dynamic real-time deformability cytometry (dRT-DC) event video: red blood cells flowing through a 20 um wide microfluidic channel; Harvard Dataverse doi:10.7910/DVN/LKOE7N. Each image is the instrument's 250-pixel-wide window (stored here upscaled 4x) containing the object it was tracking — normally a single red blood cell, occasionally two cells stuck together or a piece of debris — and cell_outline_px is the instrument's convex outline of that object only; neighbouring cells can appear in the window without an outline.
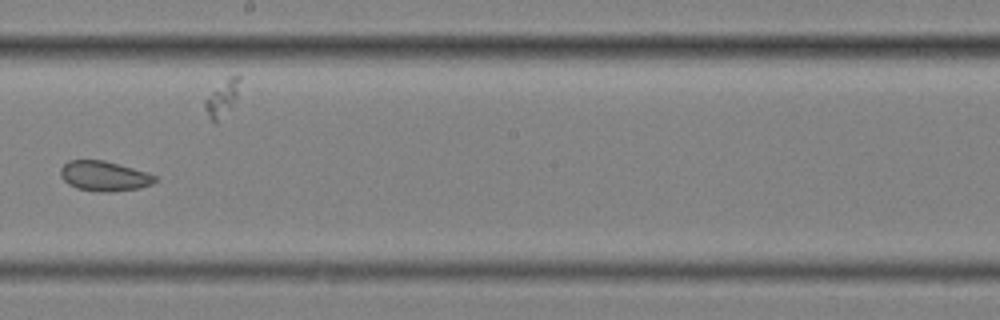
{"species": "common noctule bat (a hibernating species)", "species_latin": "Nyctalus noctula", "temperature_condition": "cold", "stored_images_in_passage": 16, "camera_frame_rate_fps": 3000, "um_per_image_px": 0.085, "animal": {"sex": "female", "body_mass_g": 25.1}, "frame": {"image": 1, "passage_image": 10, "time_ms": 3.0, "image_size_px": [1000, 320], "cell_outline_px": [[156, 180], [152, 184], [140, 188], [108, 192], [100, 192], [76, 188], [68, 184], [60, 176], [60, 168], [68, 160], [104, 160], [120, 164], [148, 172], [156, 176]], "centroid_in_image_um": [8.85, 14.96], "position_along_channel_um": 239.3, "area_um2": 16.65}}